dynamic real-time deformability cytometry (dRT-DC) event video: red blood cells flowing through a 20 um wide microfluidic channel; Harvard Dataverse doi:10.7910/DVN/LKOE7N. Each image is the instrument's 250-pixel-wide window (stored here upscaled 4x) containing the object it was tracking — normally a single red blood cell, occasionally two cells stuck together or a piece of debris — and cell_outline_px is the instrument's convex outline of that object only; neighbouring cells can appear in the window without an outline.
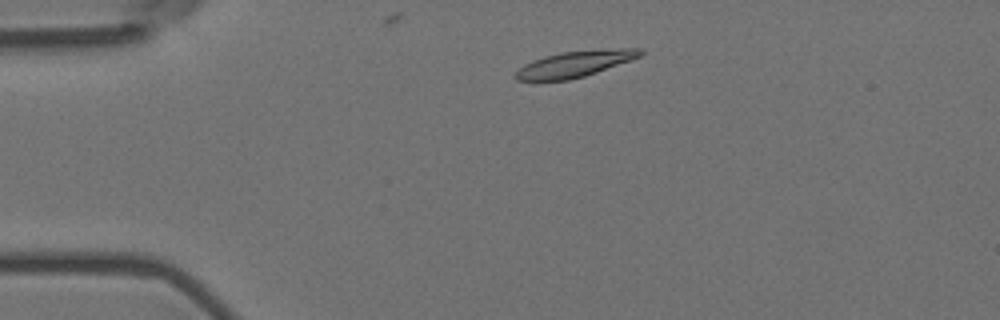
{"species": "Egyptian fruit bat (a non-hibernating species)", "species_latin": "Rousettus aegyptiacus", "temperature_condition": "room temperature", "stored_images_in_passage": 4, "camera_frame_rate_fps": 3000, "um_per_image_px": 0.085, "animal": {"sex": "female"}, "frame": {"image": 1, "passage_image": 2, "time_ms": 0.333, "image_size_px": [1000, 320], "cell_outline_px": [[644, 52], [640, 56], [632, 60], [584, 76], [568, 80], [516, 80], [512, 76], [524, 64], [532, 60], [544, 56], [564, 52], [620, 48], [640, 48]], "centroid_in_image_um": [48.86, 5.44], "position_along_channel_um": 36.1, "area_um2": 18.73}}
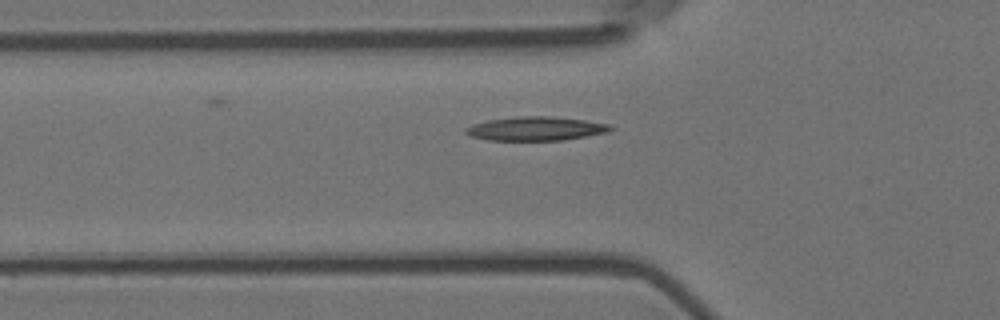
{"frame": {"image": 2, "passage_image": 4, "time_ms": 1.0, "image_size_px": [1000, 320], "cell_outline_px": [[616, 128], [608, 132], [564, 140], [488, 140], [472, 136], [464, 132], [464, 128], [472, 124], [488, 120], [516, 116], [552, 116], [584, 120], [612, 124]], "centroid_in_image_um": [45.57, 10.93], "position_along_channel_um": 80.2, "area_um2": 20.29}}